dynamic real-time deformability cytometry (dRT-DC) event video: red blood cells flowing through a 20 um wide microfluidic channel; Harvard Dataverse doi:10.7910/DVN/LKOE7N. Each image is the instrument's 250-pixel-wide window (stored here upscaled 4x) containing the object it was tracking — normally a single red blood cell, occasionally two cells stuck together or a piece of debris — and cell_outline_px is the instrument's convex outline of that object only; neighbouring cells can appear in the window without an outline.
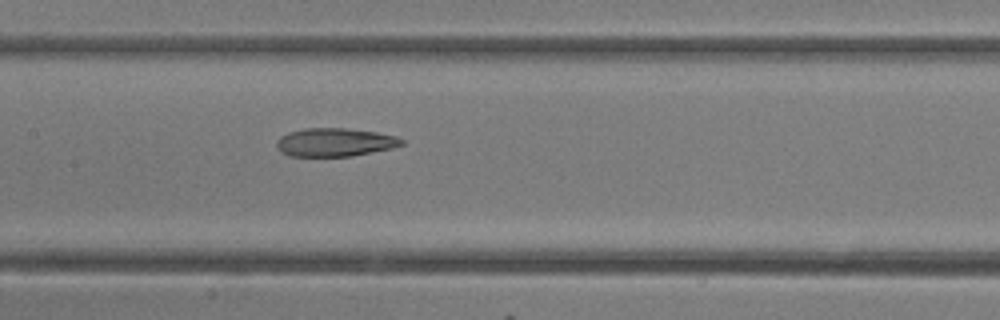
{"species": "common noctule bat (a hibernating species)", "species_latin": "Nyctalus noctula", "temperature_condition": "room temperature", "stored_images_in_passage": 17, "camera_frame_rate_fps": 3000, "um_per_image_px": 0.085, "animal": {"sex": "female"}, "frame": {"image": 1, "passage_image": 15, "time_ms": 4.667, "image_size_px": [1000, 320], "cell_outline_px": [[404, 144], [392, 148], [352, 156], [292, 156], [280, 152], [276, 148], [276, 140], [280, 136], [288, 132], [304, 128], [344, 128], [376, 132], [396, 136], [404, 140]], "centroid_in_image_um": [28.43, 12.09], "position_along_channel_um": 179.0, "area_um2": 20.75}}
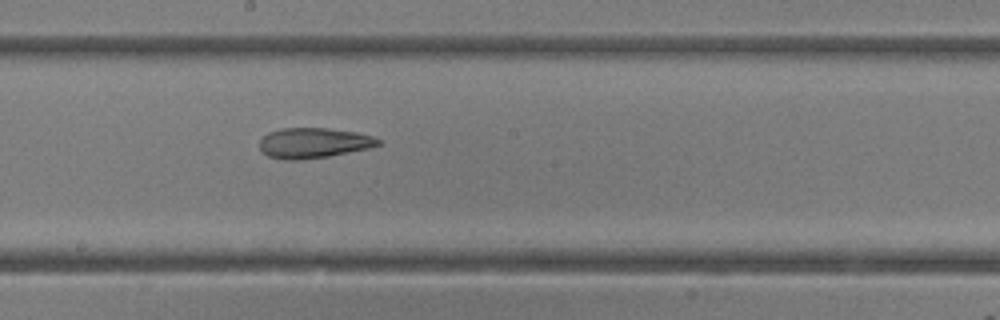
{"frame": {"image": 2, "passage_image": 17, "time_ms": 5.333, "image_size_px": [1000, 320], "cell_outline_px": [[380, 144], [368, 148], [328, 156], [300, 160], [284, 160], [268, 156], [260, 148], [260, 140], [268, 132], [280, 128], [328, 128], [356, 132], [372, 136], [380, 140]], "centroid_in_image_um": [26.63, 12.14], "position_along_channel_um": 221.6, "area_um2": 20.81}}